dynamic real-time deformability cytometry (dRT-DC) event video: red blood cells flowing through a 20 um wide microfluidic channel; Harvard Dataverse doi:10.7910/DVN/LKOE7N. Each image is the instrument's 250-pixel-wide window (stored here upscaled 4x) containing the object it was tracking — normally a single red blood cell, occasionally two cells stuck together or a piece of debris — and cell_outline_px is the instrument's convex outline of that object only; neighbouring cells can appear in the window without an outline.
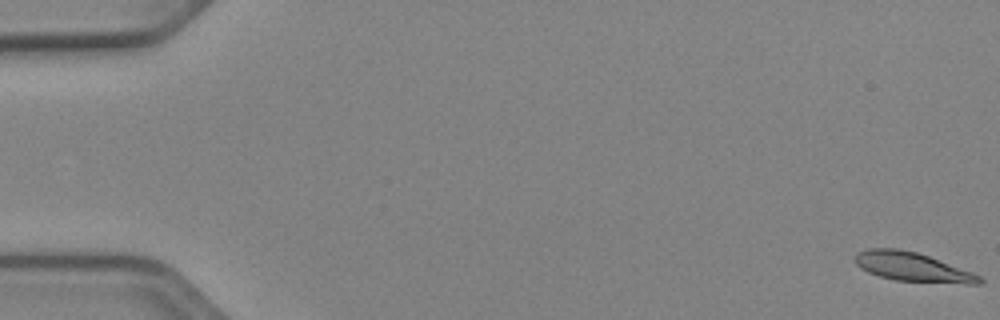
{"species": "Egyptian fruit bat (a non-hibernating species)", "species_latin": "Rousettus aegyptiacus", "temperature_condition": "cold", "stored_images_in_passage": 53, "camera_frame_rate_fps": 3000, "um_per_image_px": 0.085, "animal": {"sex": "female"}, "frame": {"image": 1, "passage_image": 1, "time_ms": 0.0, "image_size_px": [1000, 320], "cell_outline_px": [[984, 280], [980, 284], [964, 284], [896, 280], [880, 276], [868, 272], [860, 268], [856, 264], [856, 252], [868, 248], [896, 248], [916, 252], [928, 256], [972, 272], [980, 276]], "centroid_in_image_um": [77.56, 22.69], "position_along_channel_um": 7.4, "area_um2": 20.92}}
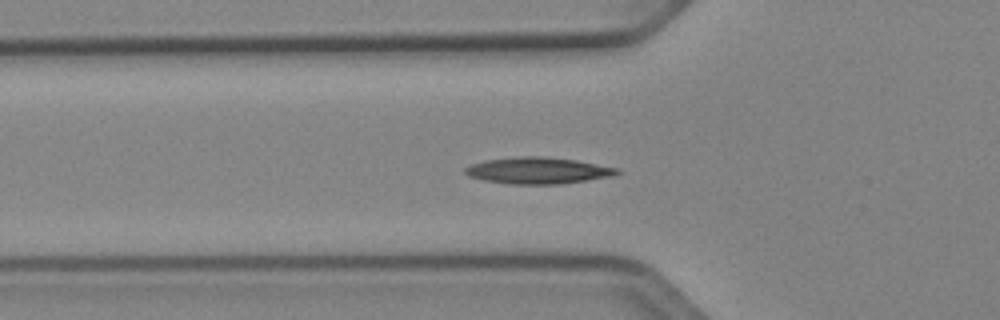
{"frame": {"image": 2, "passage_image": 19, "time_ms": 6.0, "image_size_px": [1000, 320], "cell_outline_px": [[620, 172], [612, 176], [560, 184], [512, 184], [484, 180], [468, 176], [464, 172], [464, 168], [472, 164], [484, 160], [516, 156], [544, 156], [576, 160], [620, 168]], "centroid_in_image_um": [45.72, 14.48], "position_along_channel_um": 80.1, "area_um2": 23.52}}
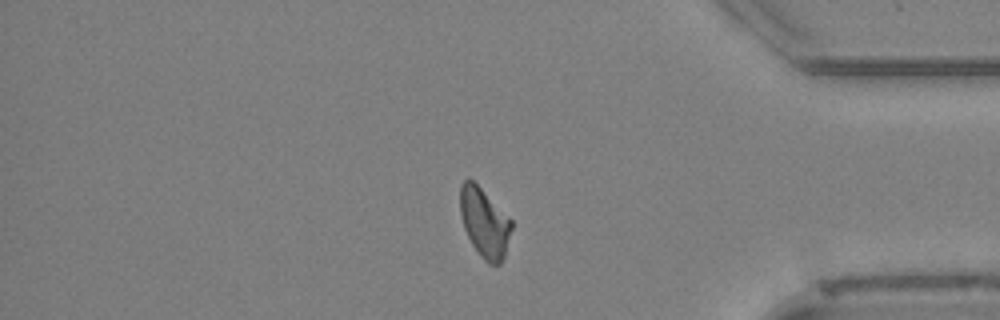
{"frame": {"image": 3, "passage_image": 45, "time_ms": 14.667, "image_size_px": [1000, 320], "cell_outline_px": [[512, 228], [504, 256], [500, 264], [488, 264], [480, 256], [472, 244], [464, 228], [460, 212], [460, 184], [464, 180], [472, 180], [512, 220]], "centroid_in_image_um": [41.17, 18.95], "position_along_channel_um": 394.0, "area_um2": 20.4}, "authors_computed_cell_mechanics": {"area_um2": 21.2126, "velocity_mm_per_s": 3.8907, "shape_relaxation_time_tau1_ms": 7.2627, "shape_relaxation_time_tau2_ms": 6.0142, "deformation_change_tau1": 0.1656, "deformation_change_tau2": 0.1312}}